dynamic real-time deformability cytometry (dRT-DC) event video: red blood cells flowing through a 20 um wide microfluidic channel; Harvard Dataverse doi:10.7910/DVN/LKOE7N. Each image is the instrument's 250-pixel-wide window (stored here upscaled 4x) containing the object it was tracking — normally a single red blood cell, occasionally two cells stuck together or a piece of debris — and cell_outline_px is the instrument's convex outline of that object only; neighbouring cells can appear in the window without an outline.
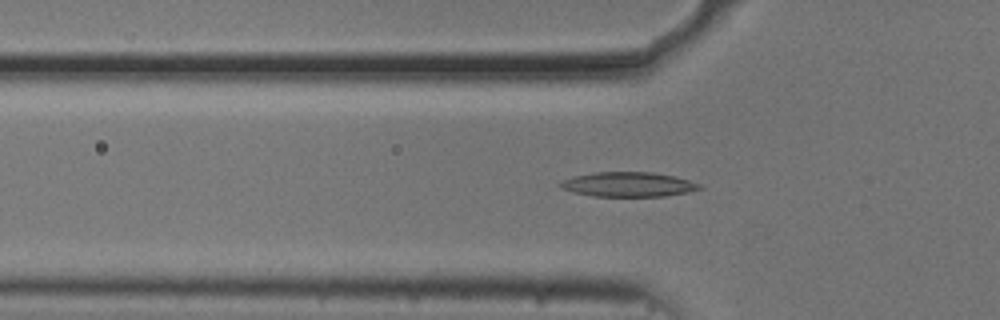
{"species": "common noctule bat (a hibernating species)", "species_latin": "Nyctalus noctula", "temperature_condition": "cold", "stored_images_in_passage": 51, "camera_frame_rate_fps": 3000, "um_per_image_px": 0.085, "animal": {"sex": "male", "body_mass_g": 20.5, "forearm_length_mm": 52.5}, "frame": {"image": 1, "passage_image": 15, "time_ms": 4.667, "image_size_px": [1000, 320], "cell_outline_px": [[704, 188], [688, 192], [664, 196], [592, 196], [572, 192], [560, 188], [556, 184], [560, 180], [572, 176], [596, 172], [652, 172], [676, 176], [700, 184]], "centroid_in_image_um": [53.35, 15.67], "position_along_channel_um": 72.5, "area_um2": 20.23}}
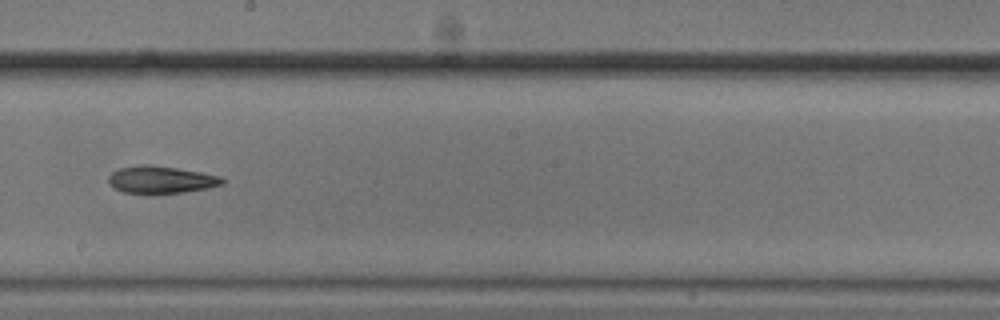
{"frame": {"image": 2, "passage_image": 28, "time_ms": 9.0, "image_size_px": [1000, 320], "cell_outline_px": [[224, 184], [208, 188], [184, 192], [120, 192], [108, 184], [108, 176], [112, 172], [120, 168], [140, 164], [148, 164], [176, 168], [200, 172], [220, 176], [224, 180]], "centroid_in_image_um": [13.66, 15.26], "position_along_channel_um": 234.5, "area_um2": 17.86}}
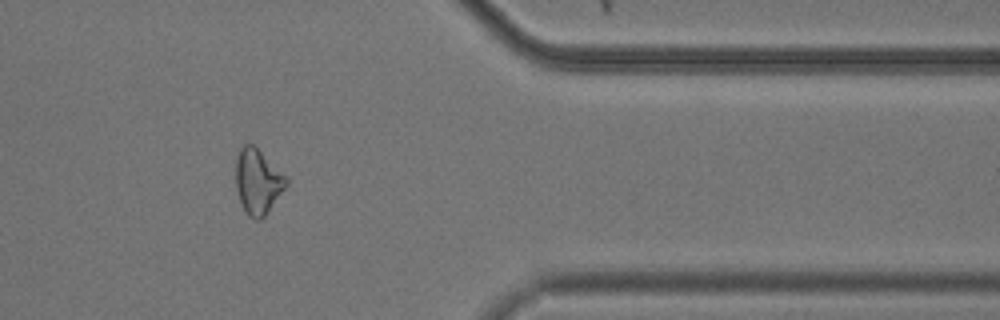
{"frame": {"image": 3, "passage_image": 42, "time_ms": 13.667, "image_size_px": [1000, 320], "cell_outline_px": [[288, 184], [264, 216], [260, 220], [256, 220], [248, 216], [244, 212], [236, 188], [236, 160], [240, 148], [244, 144], [252, 144], [288, 176]], "centroid_in_image_um": [21.92, 15.43], "position_along_channel_um": 389.5, "area_um2": 19.07}}